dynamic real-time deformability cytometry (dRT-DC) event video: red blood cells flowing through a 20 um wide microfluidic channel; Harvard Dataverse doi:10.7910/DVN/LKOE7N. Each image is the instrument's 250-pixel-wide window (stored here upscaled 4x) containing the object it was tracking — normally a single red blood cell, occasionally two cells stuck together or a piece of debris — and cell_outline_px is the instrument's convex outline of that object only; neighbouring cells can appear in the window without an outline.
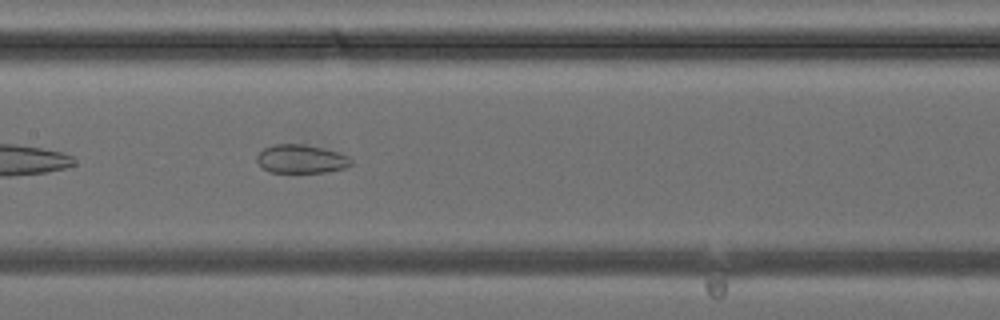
{"species": "common noctule bat (a hibernating species)", "species_latin": "Nyctalus noctula", "temperature_condition": "cold", "stored_images_in_passage": 33, "camera_frame_rate_fps": 3000, "um_per_image_px": 0.085, "animal": {"sex": "female", "body_mass_g": 24.6, "forearm_length_mm": 56.2}, "frame": {"image": 1, "passage_image": 19, "time_ms": 6.0, "image_size_px": [1000, 320], "cell_outline_px": [[352, 164], [344, 168], [324, 172], [268, 172], [260, 168], [256, 160], [256, 156], [264, 148], [272, 144], [304, 144], [336, 152], [348, 156], [352, 160]], "centroid_in_image_um": [25.53, 13.52], "position_along_channel_um": 181.9, "area_um2": 15.66}}